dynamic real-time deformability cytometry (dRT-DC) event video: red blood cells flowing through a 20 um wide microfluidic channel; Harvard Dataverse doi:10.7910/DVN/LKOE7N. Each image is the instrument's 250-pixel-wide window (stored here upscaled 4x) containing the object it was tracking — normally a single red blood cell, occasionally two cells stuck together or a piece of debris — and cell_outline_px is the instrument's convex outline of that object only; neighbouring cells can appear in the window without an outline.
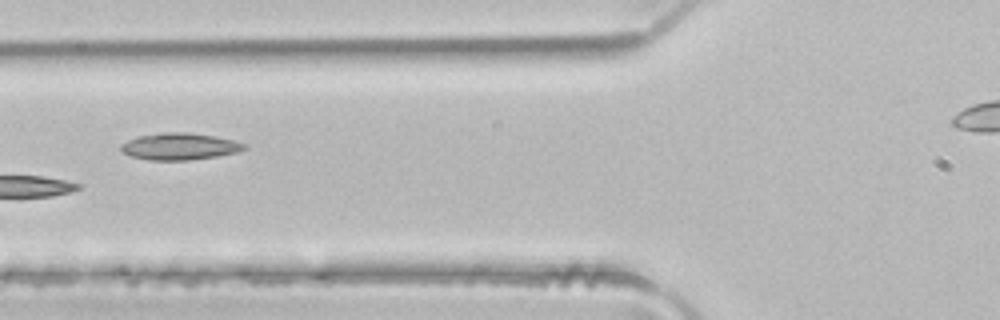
{"species": "common noctule bat (a hibernating species)", "species_latin": "Nyctalus noctula", "temperature_condition": "room temperature", "stored_images_in_passage": 4, "camera_frame_rate_fps": 3000, "um_per_image_px": 0.085, "animal": {"sex": "male", "body_mass_g": 21.5, "forearm_length_mm": 52.0}, "frame": {"image": 1, "passage_image": 4, "time_ms": 1.0, "image_size_px": [1000, 320], "cell_outline_px": [[248, 148], [236, 152], [216, 156], [188, 160], [148, 160], [132, 156], [124, 152], [120, 148], [120, 144], [136, 136], [160, 132], [188, 132], [216, 136], [248, 144]], "centroid_in_image_um": [15.27, 12.43], "position_along_channel_um": 110.5, "area_um2": 19.36}}